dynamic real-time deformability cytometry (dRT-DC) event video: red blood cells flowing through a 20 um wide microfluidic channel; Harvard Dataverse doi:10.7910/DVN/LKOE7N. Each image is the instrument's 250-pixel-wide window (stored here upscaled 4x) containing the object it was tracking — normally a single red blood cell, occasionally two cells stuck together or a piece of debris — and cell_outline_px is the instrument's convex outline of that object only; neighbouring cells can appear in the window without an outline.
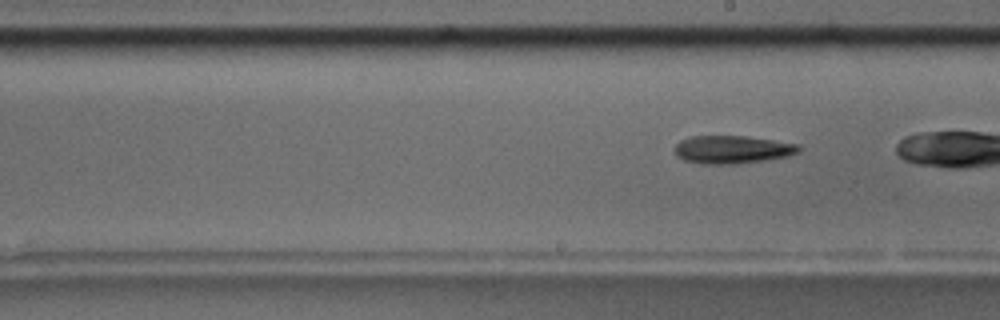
{"species": "common noctule bat (a hibernating species)", "species_latin": "Nyctalus noctula", "temperature_condition": "room temperature", "stored_images_in_passage": 10, "segment_of_instrument_passage": [2, 2], "camera_frame_rate_fps": 3000, "um_per_image_px": 0.085, "animal": {"sex": "male", "body_mass_g": 17.5, "forearm_length_mm": 52.3}, "frame": {"image": 1, "passage_image": 10, "time_ms": 11.333, "image_size_px": [1000, 320], "cell_outline_px": [[800, 152], [788, 156], [768, 160], [736, 164], [700, 164], [684, 160], [676, 156], [672, 148], [680, 140], [692, 136], [744, 136], [800, 144]], "centroid_in_image_um": [62.22, 12.72], "position_along_channel_um": 226.8, "area_um2": 20.52}}